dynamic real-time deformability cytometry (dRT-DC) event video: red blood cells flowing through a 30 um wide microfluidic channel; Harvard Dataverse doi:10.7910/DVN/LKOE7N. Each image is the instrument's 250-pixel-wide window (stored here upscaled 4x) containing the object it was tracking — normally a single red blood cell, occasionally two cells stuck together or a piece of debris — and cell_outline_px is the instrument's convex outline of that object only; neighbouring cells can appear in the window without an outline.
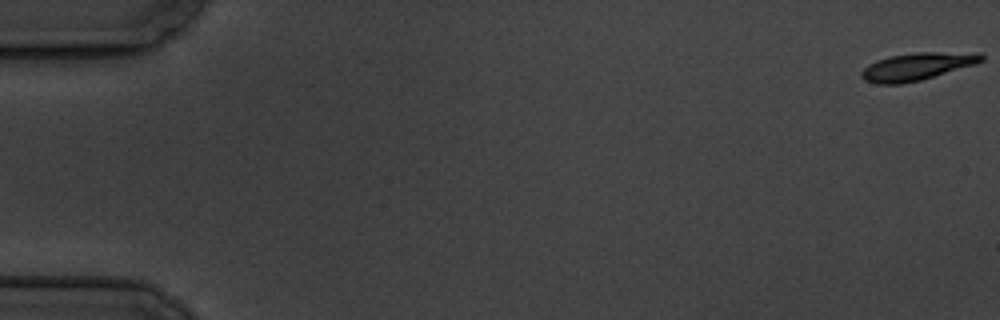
{"species": "common noctule bat (a hibernating species)", "species_latin": "Nyctalus noctula", "temperature_condition": "cold", "stored_images_in_passage": 5, "camera_frame_rate_fps": 3000, "um_per_image_px": 0.085, "animal": {"sex": "male", "body_mass_g": 19.5, "forearm_length_mm": 54.6}, "frame": {"image": 1, "passage_image": 1, "time_ms": 0.0, "image_size_px": [1000, 320], "cell_outline_px": [[984, 60], [976, 64], [920, 80], [900, 84], [876, 84], [864, 80], [860, 76], [860, 72], [868, 64], [876, 60], [888, 56], [916, 52], [980, 52], [984, 56]], "centroid_in_image_um": [77.94, 5.64], "position_along_channel_um": 7.1, "area_um2": 19.42}}
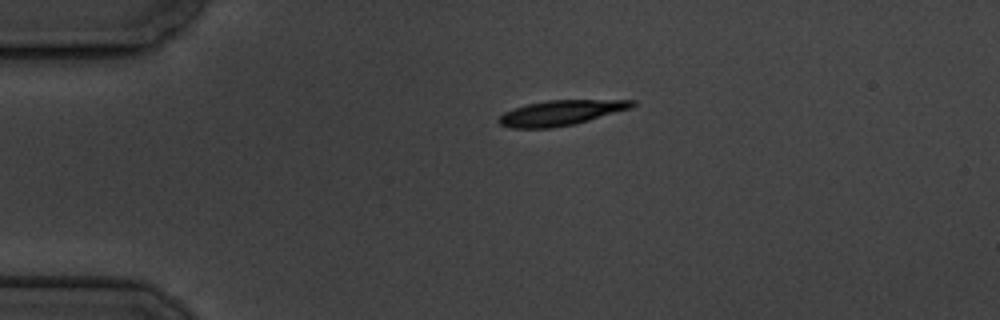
{"frame": {"image": 2, "passage_image": 4, "time_ms": 4.333, "image_size_px": [1000, 320], "cell_outline_px": [[636, 104], [632, 108], [588, 120], [572, 124], [552, 128], [508, 128], [500, 124], [496, 120], [504, 112], [528, 104], [548, 100], [636, 100]], "centroid_in_image_um": [47.66, 9.59], "position_along_channel_um": 37.3, "area_um2": 19.36}}